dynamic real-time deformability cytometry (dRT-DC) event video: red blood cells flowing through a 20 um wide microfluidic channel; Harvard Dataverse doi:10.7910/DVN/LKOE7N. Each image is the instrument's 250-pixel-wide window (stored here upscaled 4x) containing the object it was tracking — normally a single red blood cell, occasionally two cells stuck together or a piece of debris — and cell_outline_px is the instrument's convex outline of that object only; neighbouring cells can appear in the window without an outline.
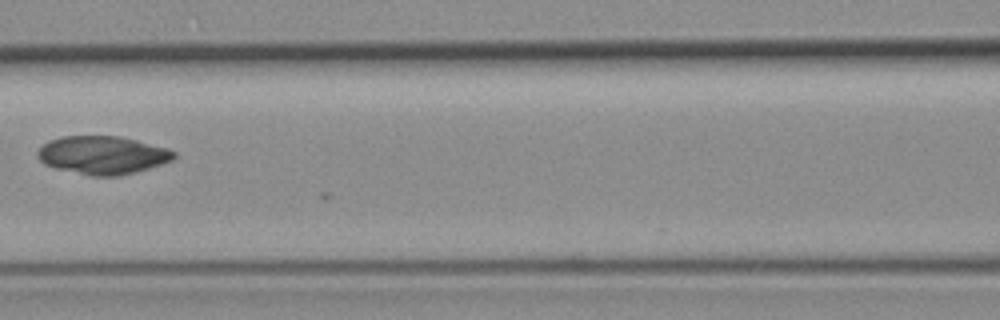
{"species": "common noctule bat (a hibernating species)", "species_latin": "Nyctalus noctula", "temperature_condition": "room temperature", "stored_images_in_passage": 7, "camera_frame_rate_fps": 3000, "um_per_image_px": 0.085, "animal": {"sex": "female", "body_mass_g": 19.3, "forearm_length_mm": 54.1}, "frame": {"image": 1, "passage_image": 7, "time_ms": 7.0, "image_size_px": [1000, 320], "cell_outline_px": [[176, 156], [172, 160], [136, 172], [120, 176], [92, 176], [56, 168], [44, 164], [36, 156], [36, 152], [48, 140], [60, 136], [120, 136], [168, 148], [176, 152]], "centroid_in_image_um": [8.7, 13.18], "position_along_channel_um": 157.9, "area_um2": 30.35}}